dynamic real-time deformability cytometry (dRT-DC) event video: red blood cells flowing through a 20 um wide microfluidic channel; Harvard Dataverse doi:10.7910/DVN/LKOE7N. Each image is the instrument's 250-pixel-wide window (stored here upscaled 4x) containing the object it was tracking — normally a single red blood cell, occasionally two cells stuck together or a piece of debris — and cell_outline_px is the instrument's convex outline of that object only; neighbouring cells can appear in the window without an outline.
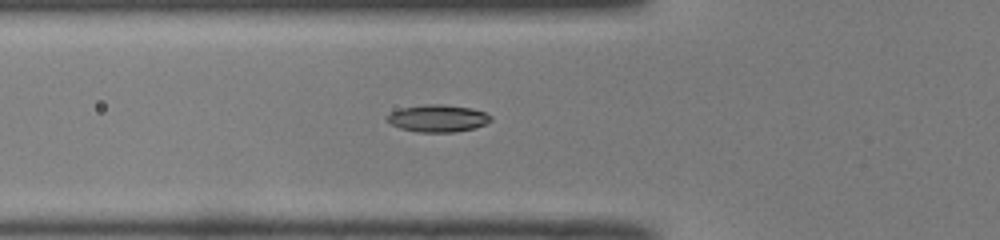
{"species": "common noctule bat (a hibernating species)", "species_latin": "Nyctalus noctula", "temperature_condition": "room temperature", "stored_images_in_passage": 35, "segment_of_instrument_passage": [1, 2], "camera_frame_rate_fps": 3000, "um_per_image_px": 0.085, "animal": {"sex": "male", "body_mass_g": 19.0, "forearm_length_mm": 50.8}, "frame": {"image": 1, "passage_image": 2, "time_ms": 0.333, "image_size_px": [1000, 240], "cell_outline_px": [[492, 120], [476, 128], [456, 132], [416, 132], [400, 128], [392, 124], [388, 120], [388, 116], [392, 112], [400, 108], [428, 104], [444, 104], [472, 108], [484, 112], [492, 116]], "centroid_in_image_um": [37.26, 10.06], "position_along_channel_um": 88.5, "area_um2": 16.42}}
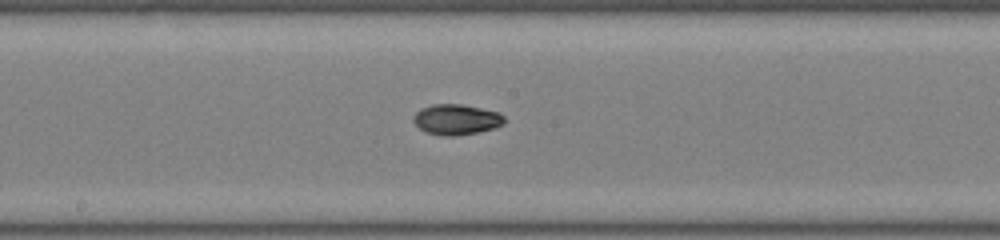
{"frame": {"image": 2, "passage_image": 11, "time_ms": 3.333, "image_size_px": [1000, 240], "cell_outline_px": [[504, 124], [496, 128], [456, 136], [444, 136], [424, 132], [412, 120], [412, 116], [420, 108], [432, 104], [460, 104], [500, 112], [504, 116]], "centroid_in_image_um": [38.78, 10.16], "position_along_channel_um": 209.4, "area_um2": 16.3}}
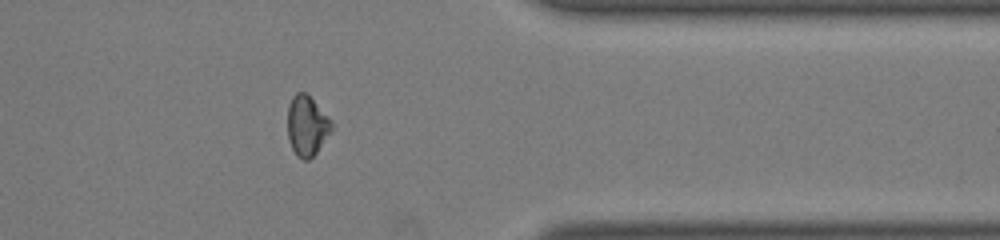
{"frame": {"image": 3, "passage_image": 25, "time_ms": 8.0, "image_size_px": [1000, 240], "cell_outline_px": [[332, 132], [316, 152], [308, 160], [304, 160], [296, 156], [288, 140], [288, 104], [292, 96], [296, 92], [304, 92], [332, 120]], "centroid_in_image_um": [26.08, 10.7], "position_along_channel_um": 385.3, "area_um2": 15.37}}